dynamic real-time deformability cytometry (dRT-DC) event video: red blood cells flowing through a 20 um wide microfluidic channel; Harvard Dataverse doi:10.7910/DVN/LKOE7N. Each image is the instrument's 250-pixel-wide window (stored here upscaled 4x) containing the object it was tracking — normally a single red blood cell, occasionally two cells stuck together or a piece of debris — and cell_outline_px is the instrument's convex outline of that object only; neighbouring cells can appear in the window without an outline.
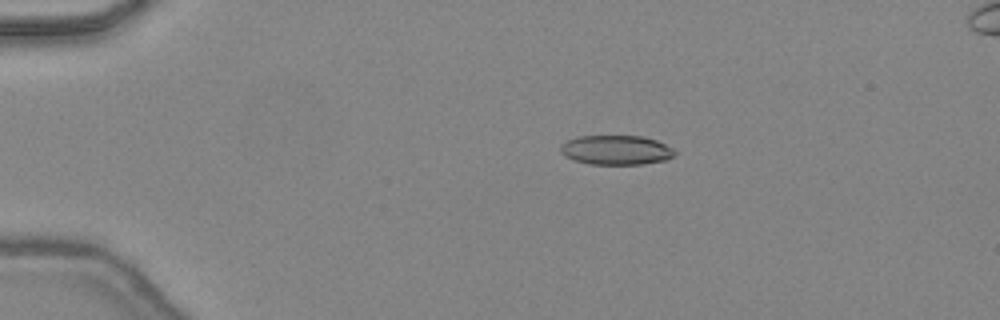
{"species": "common noctule bat (a hibernating species)", "species_latin": "Nyctalus noctula", "temperature_condition": "warm", "stored_images_in_passage": 48, "camera_frame_rate_fps": 3000, "um_per_image_px": 0.085, "animal": {"sex": "female", "body_mass_g": 24.6, "forearm_length_mm": 56.2}, "frame": {"image": 1, "passage_image": 11, "time_ms": 3.333, "image_size_px": [1000, 320], "cell_outline_px": [[676, 156], [664, 160], [640, 164], [588, 164], [564, 156], [560, 152], [560, 144], [568, 140], [580, 136], [640, 136], [656, 140], [672, 148], [676, 152]], "centroid_in_image_um": [52.36, 12.75], "position_along_channel_um": 32.6, "area_um2": 19.54}}
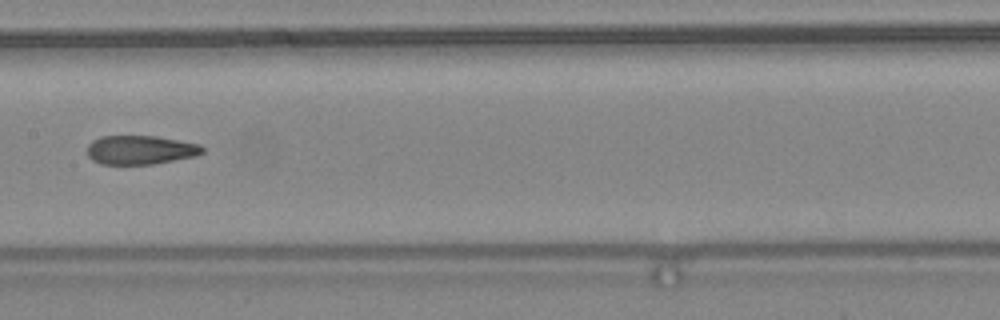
{"frame": {"image": 2, "passage_image": 26, "time_ms": 8.333, "image_size_px": [1000, 320], "cell_outline_px": [[204, 152], [196, 156], [152, 164], [100, 164], [92, 160], [88, 156], [88, 144], [92, 140], [100, 136], [156, 136], [200, 144], [204, 148]], "centroid_in_image_um": [11.92, 12.74], "position_along_channel_um": 195.5, "area_um2": 19.48}}
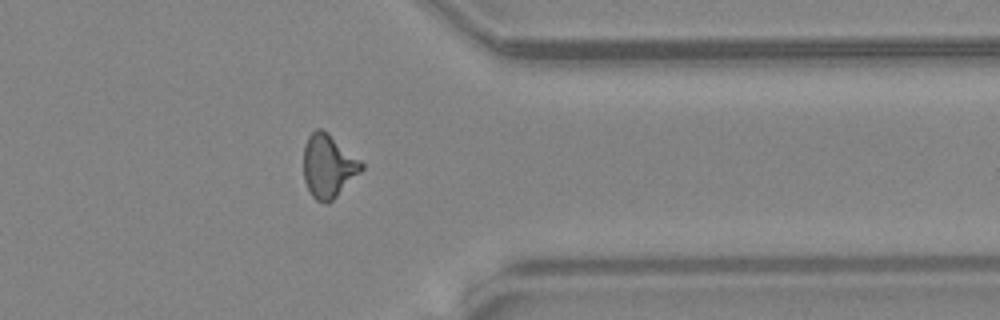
{"frame": {"image": 3, "passage_image": 39, "time_ms": 12.667, "image_size_px": [1000, 320], "cell_outline_px": [[364, 168], [328, 204], [324, 204], [316, 200], [312, 196], [304, 180], [304, 144], [308, 136], [316, 128], [320, 128], [328, 132], [360, 160], [364, 164]], "centroid_in_image_um": [27.89, 14.1], "position_along_channel_um": 383.5, "area_um2": 21.21}, "authors_computed_cell_mechanics": {"area_um2": 20.2878, "velocity_mm_per_s": 4.5047, "shape_relaxation_time_tau1_ms": null, "shape_relaxation_time_tau2_ms": 1.5865, "deformation_change_tau1": null, "deformation_change_tau2": 0.0902}}